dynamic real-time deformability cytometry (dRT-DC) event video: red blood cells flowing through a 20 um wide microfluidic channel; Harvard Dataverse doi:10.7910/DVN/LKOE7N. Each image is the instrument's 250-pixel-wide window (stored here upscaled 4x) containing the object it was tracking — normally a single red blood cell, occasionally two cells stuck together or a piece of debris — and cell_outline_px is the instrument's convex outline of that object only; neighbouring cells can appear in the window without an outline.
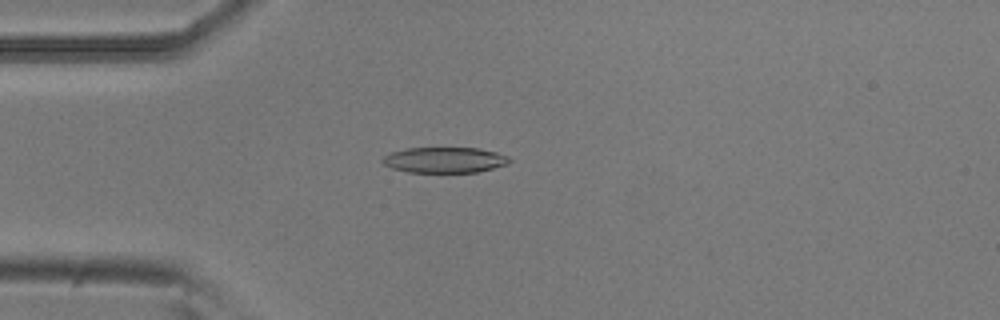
{"species": "common noctule bat (a hibernating species)", "species_latin": "Nyctalus noctula", "temperature_condition": "room temperature", "stored_images_in_passage": 11, "camera_frame_rate_fps": 3000, "um_per_image_px": 0.085, "animal": {"sex": "male", "body_mass_g": 20.5, "forearm_length_mm": 52.5}, "frame": {"image": 1, "passage_image": 2, "time_ms": 0.333, "image_size_px": [1000, 320], "cell_outline_px": [[512, 160], [508, 164], [476, 172], [408, 172], [392, 168], [384, 164], [380, 160], [384, 156], [392, 152], [404, 148], [480, 148], [496, 152], [508, 156]], "centroid_in_image_um": [37.79, 13.59], "position_along_channel_um": 47.2, "area_um2": 18.96}}
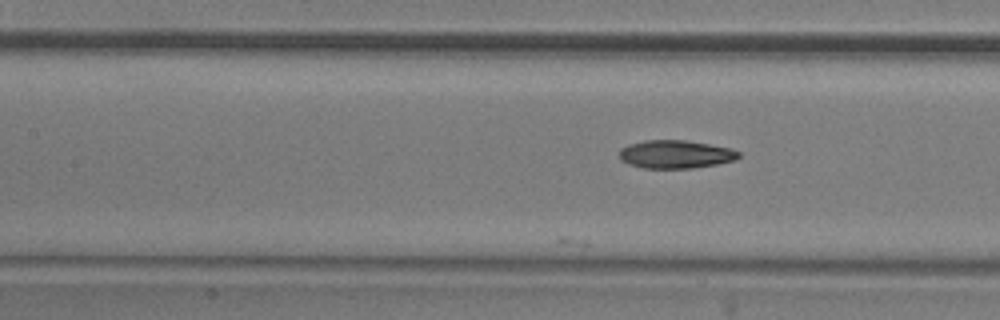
{"frame": {"image": 2, "passage_image": 11, "time_ms": 3.333, "image_size_px": [1000, 320], "cell_outline_px": [[740, 156], [736, 160], [716, 164], [692, 168], [644, 168], [628, 164], [620, 160], [620, 148], [628, 144], [644, 140], [684, 140], [732, 148], [740, 152]], "centroid_in_image_um": [57.41, 13.11], "position_along_channel_um": 150.0, "area_um2": 19.65}}